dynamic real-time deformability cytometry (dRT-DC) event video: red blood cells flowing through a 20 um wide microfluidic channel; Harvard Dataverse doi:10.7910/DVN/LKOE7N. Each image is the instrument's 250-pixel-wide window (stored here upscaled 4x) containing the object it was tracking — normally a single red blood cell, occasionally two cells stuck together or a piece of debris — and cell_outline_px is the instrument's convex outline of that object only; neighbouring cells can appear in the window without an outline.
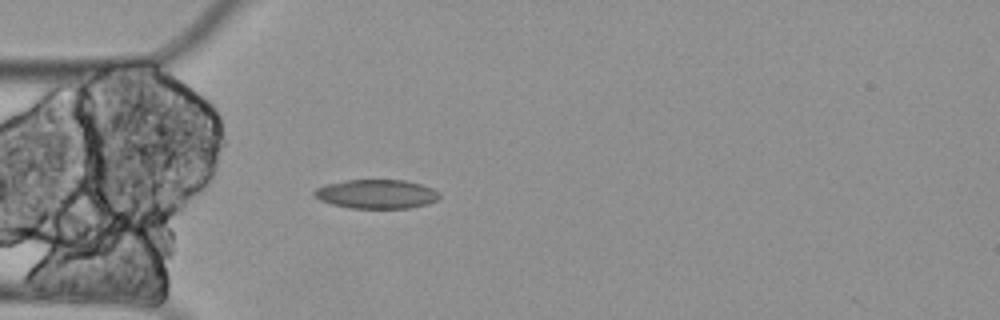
{"species": "Egyptian fruit bat (a non-hibernating species)", "species_latin": "Rousettus aegyptiacus", "temperature_condition": "cold", "stored_images_in_passage": 5, "camera_frame_rate_fps": 3000, "um_per_image_px": 0.085, "animal": {"sex": "female"}, "frame": {"image": 1, "passage_image": 5, "time_ms": 1.333, "image_size_px": [1000, 320], "cell_outline_px": [[440, 196], [436, 200], [424, 204], [408, 208], [348, 208], [332, 204], [320, 200], [312, 192], [316, 188], [328, 184], [344, 180], [404, 180], [420, 184], [432, 188], [440, 192]], "centroid_in_image_um": [31.99, 16.49], "position_along_channel_um": 53.0, "area_um2": 21.04}}